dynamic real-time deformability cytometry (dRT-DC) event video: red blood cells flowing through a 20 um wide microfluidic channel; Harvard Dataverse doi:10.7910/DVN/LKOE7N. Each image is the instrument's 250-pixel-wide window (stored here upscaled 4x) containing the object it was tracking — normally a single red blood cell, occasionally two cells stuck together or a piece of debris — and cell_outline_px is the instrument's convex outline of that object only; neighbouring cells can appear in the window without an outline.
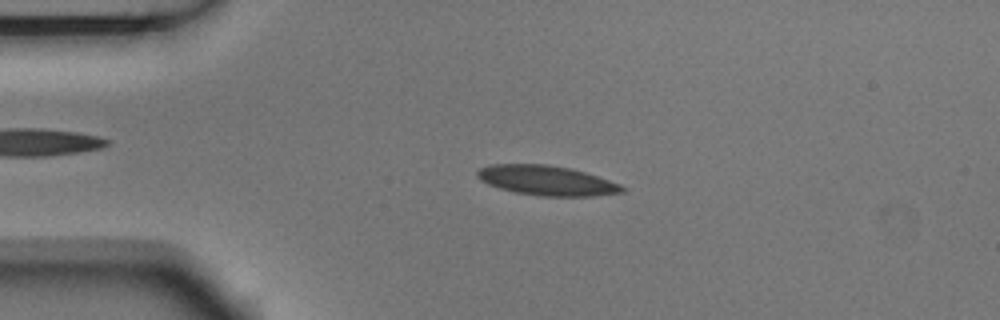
{"species": "Egyptian fruit bat (a non-hibernating species)", "species_latin": "Rousettus aegyptiacus", "temperature_condition": "room temperature", "stored_images_in_passage": 4, "camera_frame_rate_fps": 3000, "um_per_image_px": 0.085, "animal": {"sex": "male"}, "frame": {"image": 1, "passage_image": 3, "time_ms": 0.667, "image_size_px": [1000, 320], "cell_outline_px": [[628, 188], [624, 192], [592, 196], [540, 196], [516, 192], [500, 188], [488, 184], [480, 180], [476, 176], [476, 172], [480, 168], [492, 164], [548, 164], [572, 168], [620, 184]], "centroid_in_image_um": [46.47, 15.34], "position_along_channel_um": 38.5, "area_um2": 25.14}}